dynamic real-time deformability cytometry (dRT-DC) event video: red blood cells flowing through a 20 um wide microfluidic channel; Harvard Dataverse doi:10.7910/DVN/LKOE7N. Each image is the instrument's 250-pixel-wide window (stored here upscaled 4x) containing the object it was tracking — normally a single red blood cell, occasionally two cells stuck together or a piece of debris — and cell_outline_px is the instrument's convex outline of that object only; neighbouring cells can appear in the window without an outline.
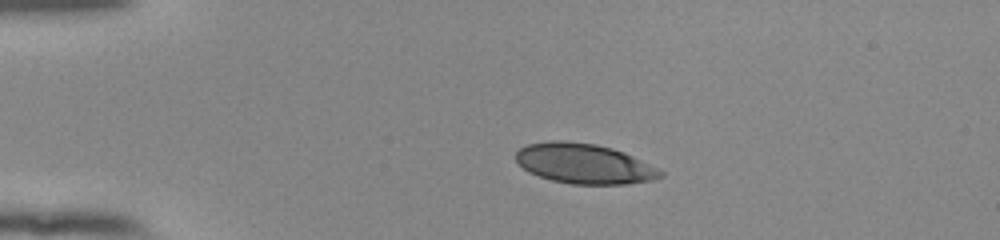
{"species": "human", "species_latin": "Homo sapiens", "temperature_condition": "room temperature", "stored_images_in_passage": 5, "camera_frame_rate_fps": 3000, "um_per_image_px": 0.085, "donor": {"sex": "female"}, "frame": {"image": 1, "passage_image": 1, "time_ms": 0.0, "image_size_px": [1000, 240], "cell_outline_px": [[664, 176], [652, 180], [624, 184], [572, 184], [552, 180], [528, 172], [516, 164], [516, 152], [520, 148], [528, 144], [552, 140], [564, 140], [596, 144], [612, 148], [624, 152], [664, 172]], "centroid_in_image_um": [49.61, 13.9], "position_along_channel_um": 35.4, "area_um2": 33.7}}